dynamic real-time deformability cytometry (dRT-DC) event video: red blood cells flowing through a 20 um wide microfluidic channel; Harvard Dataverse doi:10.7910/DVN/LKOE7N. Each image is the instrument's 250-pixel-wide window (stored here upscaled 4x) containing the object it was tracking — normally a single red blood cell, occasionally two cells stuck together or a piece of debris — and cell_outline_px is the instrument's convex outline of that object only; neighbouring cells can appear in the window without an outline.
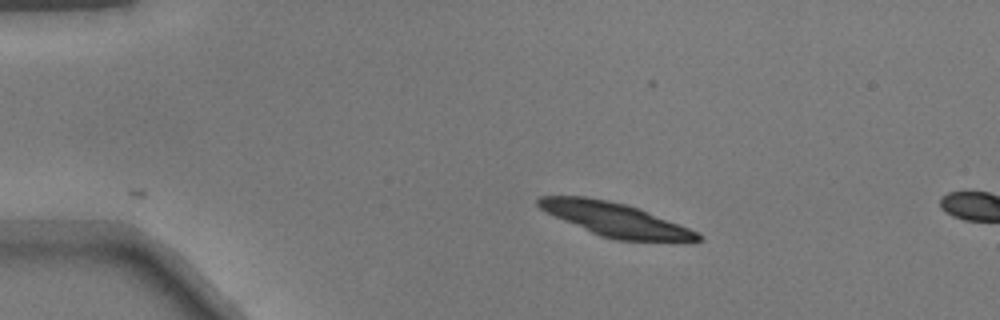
{"species": "common noctule bat (a hibernating species)", "species_latin": "Nyctalus noctula", "temperature_condition": "warm", "stored_images_in_passage": 4, "camera_frame_rate_fps": 3000, "um_per_image_px": 0.085, "animal": {"sex": "male", "body_mass_g": 17.9}, "frame": {"image": 1, "passage_image": 1, "time_ms": 0.0, "image_size_px": [1000, 320], "cell_outline_px": [[704, 240], [616, 240], [600, 236], [544, 212], [536, 204], [536, 200], [540, 196], [584, 196], [608, 200], [640, 208], [688, 228], [704, 236]], "centroid_in_image_um": [52.22, 18.64], "position_along_channel_um": 32.8, "area_um2": 30.81}}